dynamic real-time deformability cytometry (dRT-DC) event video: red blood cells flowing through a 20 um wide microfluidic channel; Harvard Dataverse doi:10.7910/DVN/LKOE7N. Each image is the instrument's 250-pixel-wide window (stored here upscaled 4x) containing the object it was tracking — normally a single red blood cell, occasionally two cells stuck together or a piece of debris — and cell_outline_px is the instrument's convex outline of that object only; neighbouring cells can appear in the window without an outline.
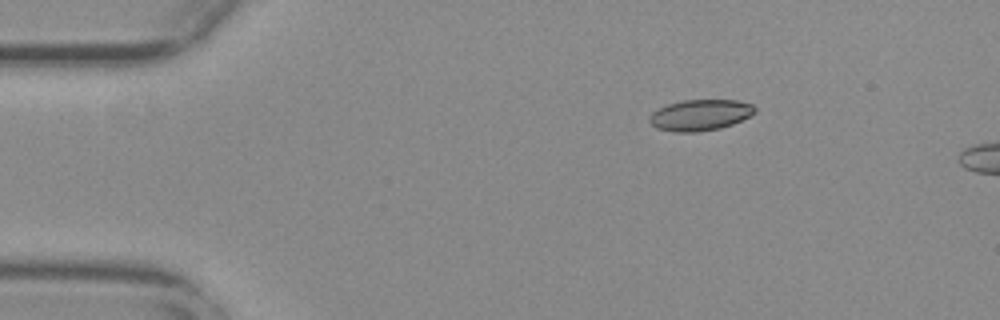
{"species": "common noctule bat (a hibernating species)", "species_latin": "Nyctalus noctula", "temperature_condition": "warm", "stored_images_in_passage": 6, "camera_frame_rate_fps": 3000, "um_per_image_px": 0.085, "animal": {"sex": "female", "body_mass_g": 29.2, "forearm_length_mm": 56.3}, "frame": {"image": 1, "passage_image": 1, "time_ms": 0.0, "image_size_px": [1000, 320], "cell_outline_px": [[756, 112], [732, 124], [720, 128], [696, 132], [672, 132], [656, 128], [648, 120], [648, 116], [652, 112], [668, 104], [684, 100], [736, 100], [752, 104], [756, 108]], "centroid_in_image_um": [59.49, 9.78], "position_along_channel_um": 25.5, "area_um2": 19.02}}